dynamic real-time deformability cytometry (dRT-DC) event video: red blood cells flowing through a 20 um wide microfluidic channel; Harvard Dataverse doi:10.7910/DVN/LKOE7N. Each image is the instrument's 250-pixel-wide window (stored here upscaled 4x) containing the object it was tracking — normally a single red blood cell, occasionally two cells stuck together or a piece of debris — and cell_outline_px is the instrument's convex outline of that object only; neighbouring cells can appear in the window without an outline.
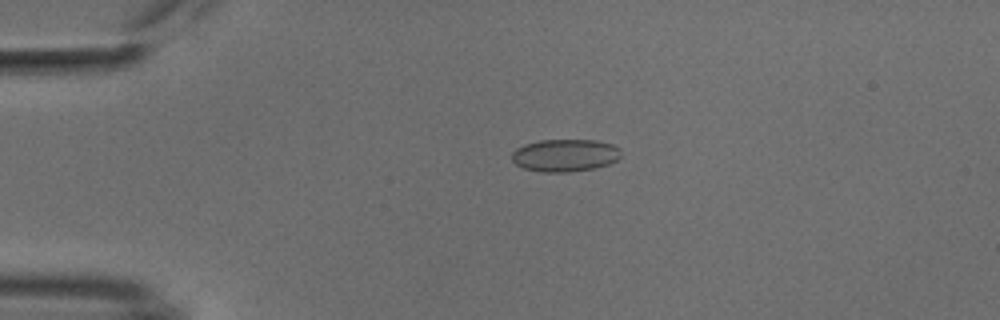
{"species": "common noctule bat (a hibernating species)", "species_latin": "Nyctalus noctula", "temperature_condition": "cold", "stored_images_in_passage": 27, "camera_frame_rate_fps": 3000, "um_per_image_px": 0.085, "animal": {"sex": "male", "body_mass_g": 18.8}, "frame": {"image": 1, "passage_image": 6, "time_ms": 1.667, "image_size_px": [1000, 320], "cell_outline_px": [[620, 156], [616, 160], [608, 164], [596, 168], [568, 172], [544, 172], [524, 168], [516, 164], [512, 160], [512, 152], [516, 148], [524, 144], [540, 140], [596, 140], [612, 144], [620, 148]], "centroid_in_image_um": [48.02, 13.2], "position_along_channel_um": 37.0, "area_um2": 20.69}}
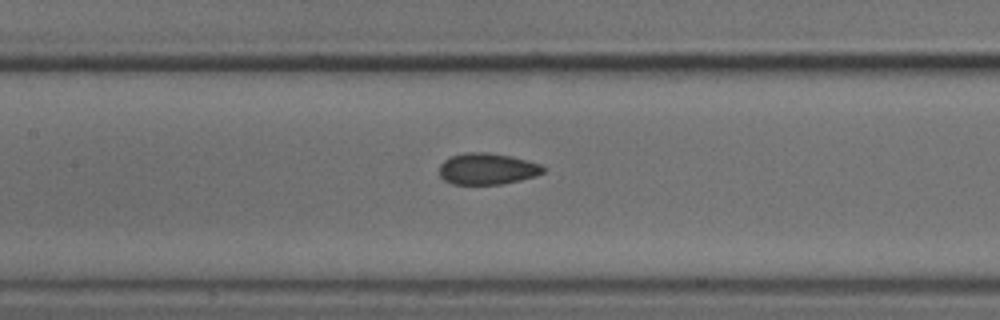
{"frame": {"image": 2, "passage_image": 19, "time_ms": 6.0, "image_size_px": [1000, 320], "cell_outline_px": [[544, 172], [536, 176], [520, 180], [500, 184], [452, 184], [444, 180], [440, 176], [440, 164], [444, 160], [452, 156], [468, 152], [488, 152], [512, 156], [540, 164], [544, 168]], "centroid_in_image_um": [41.41, 14.35], "position_along_channel_um": 166.0, "area_um2": 18.96}}
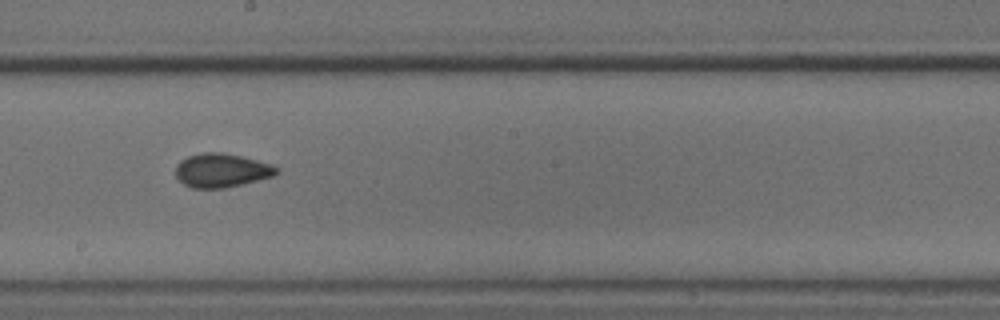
{"frame": {"image": 3, "passage_image": 24, "time_ms": 7.667, "image_size_px": [1000, 320], "cell_outline_px": [[280, 172], [272, 176], [224, 188], [192, 188], [184, 184], [176, 176], [176, 164], [180, 160], [188, 156], [200, 152], [220, 152], [240, 156], [272, 164], [280, 168]], "centroid_in_image_um": [18.82, 14.47], "position_along_channel_um": 229.4, "area_um2": 19.83}}